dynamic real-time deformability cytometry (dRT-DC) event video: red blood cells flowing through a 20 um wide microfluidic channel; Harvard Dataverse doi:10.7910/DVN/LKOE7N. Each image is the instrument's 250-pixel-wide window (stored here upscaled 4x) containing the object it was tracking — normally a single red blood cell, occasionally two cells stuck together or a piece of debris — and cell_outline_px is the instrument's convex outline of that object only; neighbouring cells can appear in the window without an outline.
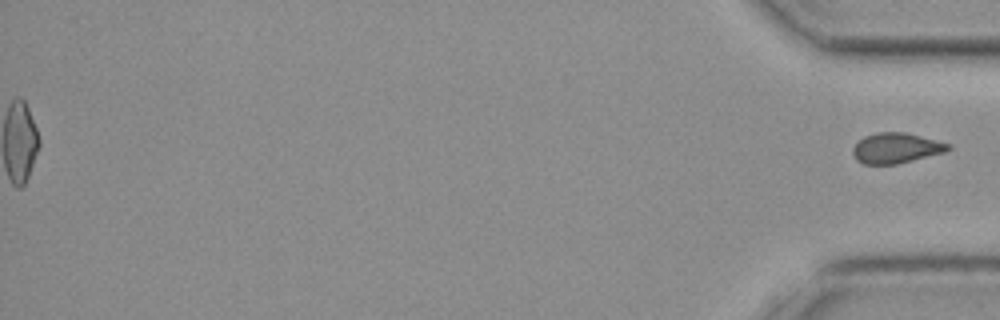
{"species": "common noctule bat (a hibernating species)", "species_latin": "Nyctalus noctula", "temperature_condition": "cold", "stored_images_in_passage": 49, "segment_of_instrument_passage": [2, 2], "camera_frame_rate_fps": 3000, "um_per_image_px": 0.085, "animal": {"sex": "female", "body_mass_g": 19.3, "forearm_length_mm": 54.1}, "frame": {"image": 1, "passage_image": 49, "time_ms": 16.0, "image_size_px": [1000, 320], "cell_outline_px": [[952, 148], [944, 152], [896, 164], [864, 164], [856, 160], [852, 152], [852, 148], [864, 136], [876, 132], [904, 132], [952, 144]], "centroid_in_image_um": [76.16, 12.58], "position_along_channel_um": 359.0, "area_um2": 16.76}}